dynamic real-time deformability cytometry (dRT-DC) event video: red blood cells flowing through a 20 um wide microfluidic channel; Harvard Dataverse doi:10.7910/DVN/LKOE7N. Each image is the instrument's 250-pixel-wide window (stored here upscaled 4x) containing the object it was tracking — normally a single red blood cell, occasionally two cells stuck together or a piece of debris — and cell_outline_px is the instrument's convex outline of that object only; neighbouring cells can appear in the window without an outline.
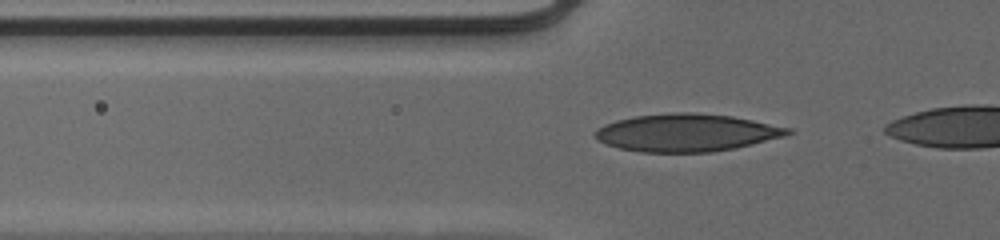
{"species": "human", "species_latin": "Homo sapiens", "temperature_condition": "cold", "stored_images_in_passage": 31, "camera_frame_rate_fps": 3000, "um_per_image_px": 0.085, "donor": {"sex": "male"}, "frame": {"image": 1, "passage_image": 3, "time_ms": 0.667, "image_size_px": [1000, 240], "cell_outline_px": [[796, 132], [784, 136], [752, 144], [712, 152], [640, 152], [620, 148], [608, 144], [600, 140], [596, 136], [596, 132], [604, 124], [616, 120], [636, 116], [672, 112], [692, 112], [732, 116], [792, 128]], "centroid_in_image_um": [58.41, 11.27], "position_along_channel_um": 67.4, "area_um2": 41.91}}
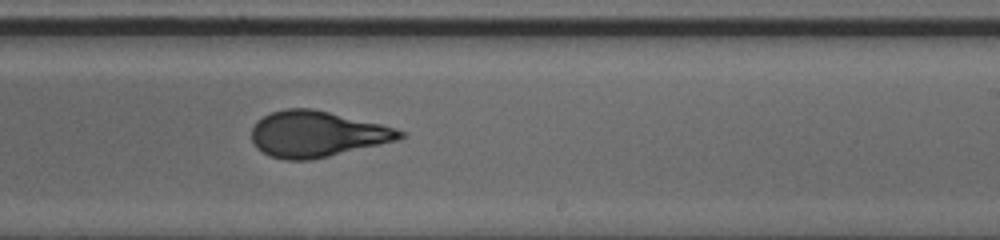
{"frame": {"image": 2, "passage_image": 18, "time_ms": 5.667, "image_size_px": [1000, 240], "cell_outline_px": [[404, 136], [396, 140], [328, 156], [308, 160], [284, 160], [272, 156], [256, 148], [252, 140], [252, 128], [256, 120], [272, 112], [284, 108], [312, 108], [380, 124], [396, 128], [404, 132]], "centroid_in_image_um": [26.88, 11.38], "position_along_channel_um": 262.1, "area_um2": 39.25}}
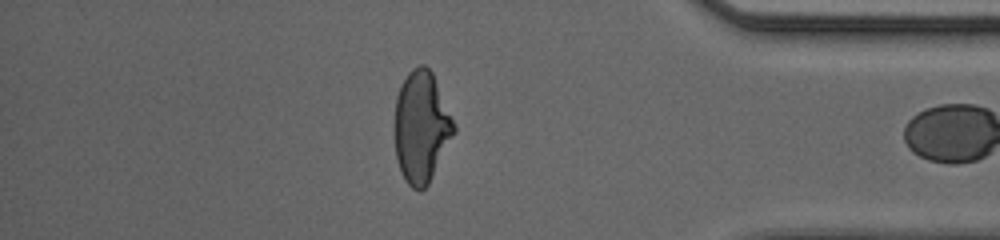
{"frame": {"image": 3, "passage_image": 30, "time_ms": 9.667, "image_size_px": [1000, 240], "cell_outline_px": [[456, 132], [428, 184], [420, 192], [412, 188], [408, 184], [400, 168], [396, 156], [396, 96], [408, 72], [412, 68], [420, 64], [424, 64], [432, 72], [456, 128]], "centroid_in_image_um": [35.83, 10.79], "position_along_channel_um": 399.4, "area_um2": 37.8}}